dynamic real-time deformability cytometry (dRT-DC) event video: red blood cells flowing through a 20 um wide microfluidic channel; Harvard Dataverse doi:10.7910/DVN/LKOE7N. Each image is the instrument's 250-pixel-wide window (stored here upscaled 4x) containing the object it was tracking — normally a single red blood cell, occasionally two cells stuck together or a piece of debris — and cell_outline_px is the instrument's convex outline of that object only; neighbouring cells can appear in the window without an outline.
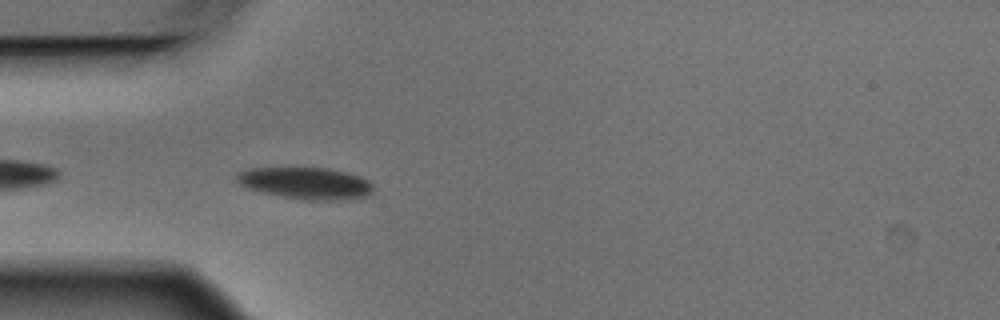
{"species": "Egyptian fruit bat (a non-hibernating species)", "species_latin": "Rousettus aegyptiacus", "temperature_condition": "warm", "stored_images_in_passage": 3, "camera_frame_rate_fps": 3000, "um_per_image_px": 0.085, "animal": {"sex": "male"}, "frame": {"image": 1, "passage_image": 3, "time_ms": 0.667, "image_size_px": [1000, 320], "cell_outline_px": [[372, 196], [352, 200], [308, 200], [280, 196], [260, 192], [248, 188], [240, 184], [236, 180], [236, 172], [248, 168], [292, 164], [328, 168], [360, 176], [368, 180], [372, 184]], "centroid_in_image_um": [25.95, 15.52], "position_along_channel_um": 59.0, "area_um2": 26.76}}